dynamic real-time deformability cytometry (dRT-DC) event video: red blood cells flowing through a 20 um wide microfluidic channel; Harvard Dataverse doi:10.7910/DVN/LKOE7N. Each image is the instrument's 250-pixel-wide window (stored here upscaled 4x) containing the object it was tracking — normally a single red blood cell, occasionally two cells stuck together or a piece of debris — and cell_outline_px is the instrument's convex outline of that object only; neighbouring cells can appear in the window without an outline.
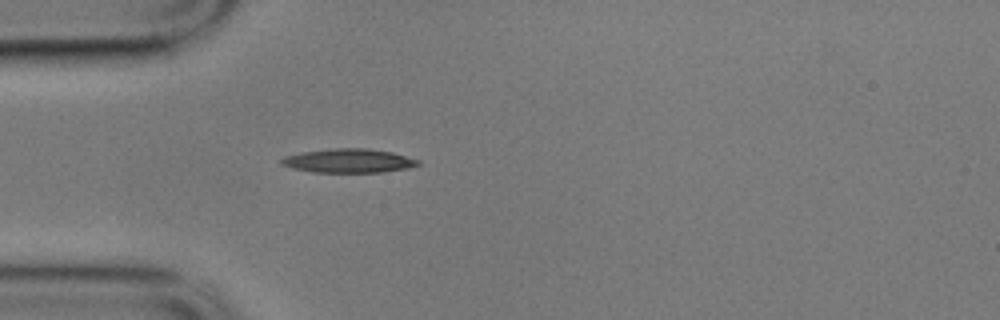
{"species": "common noctule bat (a hibernating species)", "species_latin": "Nyctalus noctula", "temperature_condition": "cold", "stored_images_in_passage": 3, "camera_frame_rate_fps": 3000, "um_per_image_px": 0.085, "animal": {"sex": "male", "body_mass_g": 17.9}, "frame": {"image": 1, "passage_image": 3, "time_ms": 0.667, "image_size_px": [1000, 320], "cell_outline_px": [[420, 164], [408, 168], [380, 172], [312, 172], [292, 168], [280, 164], [280, 160], [284, 156], [300, 152], [332, 148], [364, 148], [392, 152], [420, 160]], "centroid_in_image_um": [29.6, 13.66], "position_along_channel_um": 55.4, "area_um2": 19.07}}